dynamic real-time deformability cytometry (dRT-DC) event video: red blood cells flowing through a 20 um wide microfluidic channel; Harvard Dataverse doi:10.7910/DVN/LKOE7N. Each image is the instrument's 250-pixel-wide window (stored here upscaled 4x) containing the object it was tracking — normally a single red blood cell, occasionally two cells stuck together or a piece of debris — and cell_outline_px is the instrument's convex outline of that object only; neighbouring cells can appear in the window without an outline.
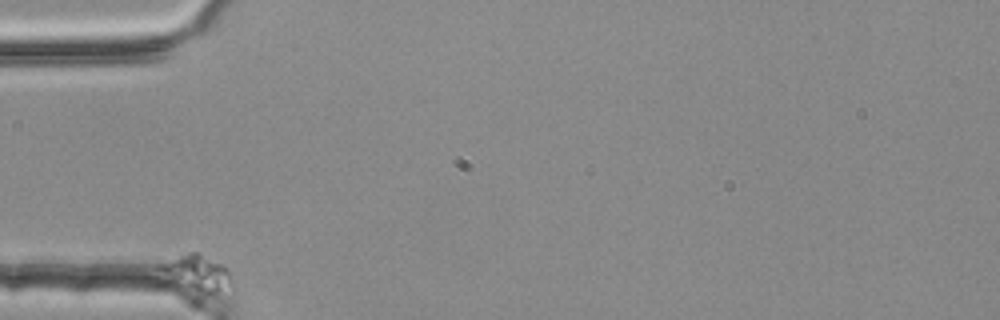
{"species": "common noctule bat (a hibernating species)", "species_latin": "Nyctalus noctula", "temperature_condition": "room temperature", "stored_images_in_passage": 41, "camera_frame_rate_fps": 3000, "um_per_image_px": 0.085, "animal": {"sex": "female", "body_mass_g": 25.1}, "frame": {"image": 1, "passage_image": 1, "time_ms": 0.0, "image_size_px": [1000, 320], "cell_outline_px": [[232, 288], [216, 296], [204, 296], [172, 280], [156, 268], [156, 264], [188, 252], [200, 252], [224, 264], [228, 268], [232, 280]], "centroid_in_image_um": [16.83, 23.23], "position_along_channel_um": 68.2, "area_um2": 15.84}}
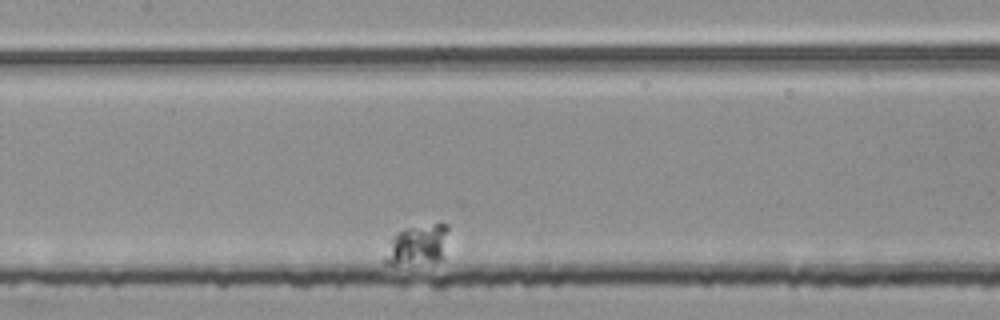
{"frame": {"image": 2, "passage_image": 18, "time_ms": 5.667, "image_size_px": [1000, 320], "cell_outline_px": [[448, 228], [444, 260], [396, 268], [384, 264], [384, 260], [388, 240], [396, 232], [408, 228], [440, 220], [448, 224]], "centroid_in_image_um": [35.48, 20.85], "position_along_channel_um": 171.9, "area_um2": 16.24}}
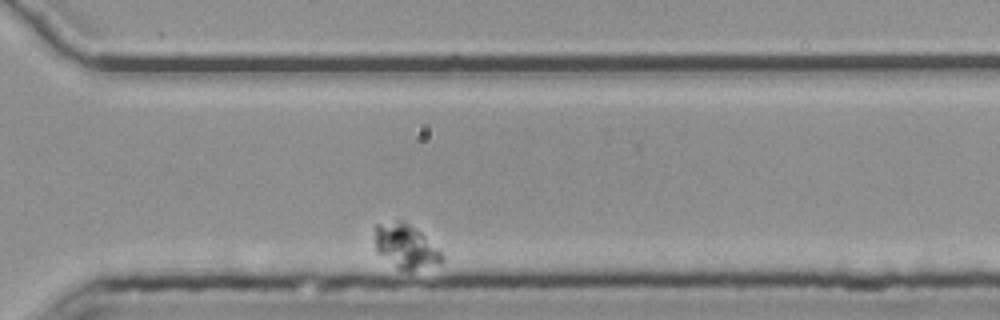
{"frame": {"image": 3, "passage_image": 38, "time_ms": 12.333, "image_size_px": [1000, 320], "cell_outline_px": [[444, 260], [440, 264], [412, 268], [396, 268], [376, 248], [376, 224], [396, 220], [400, 220], [416, 228], [444, 256]], "centroid_in_image_um": [34.49, 20.89], "position_along_channel_um": 336.1, "area_um2": 16.36}}